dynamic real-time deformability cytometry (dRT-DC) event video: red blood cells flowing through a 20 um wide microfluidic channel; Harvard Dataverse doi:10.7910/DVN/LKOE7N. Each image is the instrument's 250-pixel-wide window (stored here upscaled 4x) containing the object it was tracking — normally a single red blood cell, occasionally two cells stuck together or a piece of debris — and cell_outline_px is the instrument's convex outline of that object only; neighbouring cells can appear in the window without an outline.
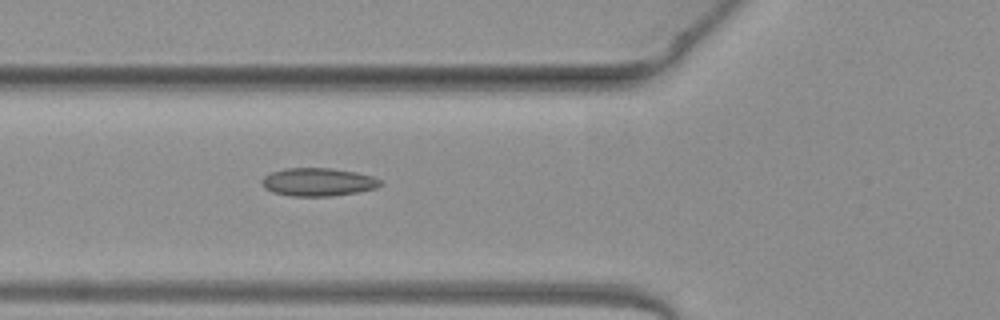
{"species": "common noctule bat (a hibernating species)", "species_latin": "Nyctalus noctula", "temperature_condition": "warm", "stored_images_in_passage": 21, "camera_frame_rate_fps": 3000, "um_per_image_px": 0.085, "animal": {"sex": "female", "body_mass_g": 19.3, "forearm_length_mm": 54.1}, "frame": {"image": 1, "passage_image": 3, "time_ms": 0.667, "image_size_px": [1000, 320], "cell_outline_px": [[384, 184], [376, 188], [356, 192], [332, 196], [292, 196], [272, 192], [264, 188], [260, 180], [264, 176], [272, 172], [284, 168], [328, 168], [356, 172], [372, 176], [380, 180]], "centroid_in_image_um": [27.02, 15.47], "position_along_channel_um": 98.8, "area_um2": 19.42}}
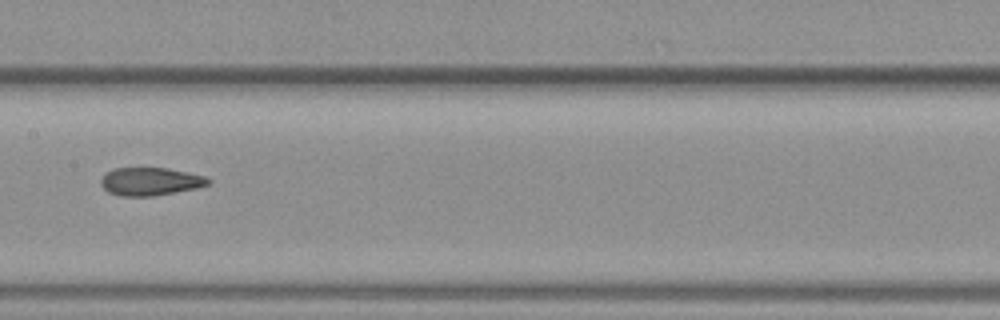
{"frame": {"image": 2, "passage_image": 10, "time_ms": 3.0, "image_size_px": [1000, 320], "cell_outline_px": [[212, 180], [208, 184], [196, 188], [152, 196], [120, 196], [108, 192], [100, 184], [100, 180], [112, 168], [168, 168], [188, 172], [204, 176]], "centroid_in_image_um": [12.77, 15.42], "position_along_channel_um": 194.6, "area_um2": 17.4}}
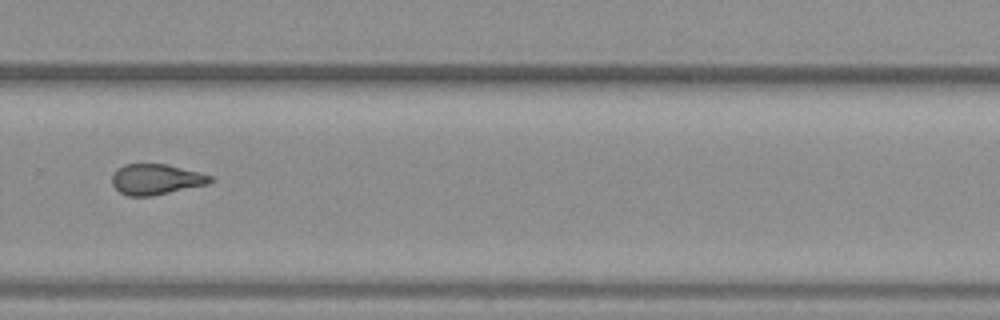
{"frame": {"image": 3, "passage_image": 19, "time_ms": 6.0, "image_size_px": [1000, 320], "cell_outline_px": [[212, 180], [208, 184], [152, 196], [128, 196], [120, 192], [112, 184], [112, 172], [116, 168], [124, 164], [168, 164], [200, 172], [212, 176]], "centroid_in_image_um": [13.24, 15.23], "position_along_channel_um": 316.6, "area_um2": 17.63}}